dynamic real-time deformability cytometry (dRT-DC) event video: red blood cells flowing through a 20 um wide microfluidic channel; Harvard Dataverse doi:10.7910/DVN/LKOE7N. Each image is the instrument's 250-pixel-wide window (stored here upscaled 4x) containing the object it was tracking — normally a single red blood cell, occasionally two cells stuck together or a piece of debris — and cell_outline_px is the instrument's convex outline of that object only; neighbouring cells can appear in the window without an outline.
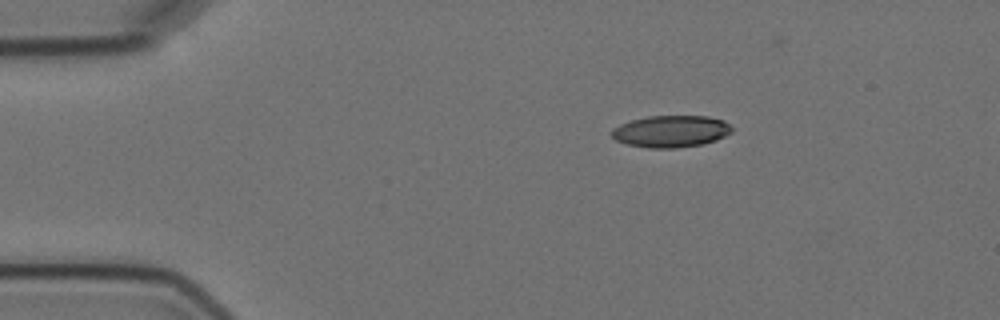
{"species": "Egyptian fruit bat (a non-hibernating species)", "species_latin": "Rousettus aegyptiacus", "temperature_condition": "cold", "stored_images_in_passage": 3, "camera_frame_rate_fps": 3000, "um_per_image_px": 0.085, "animal": {"sex": "female"}, "frame": {"image": 1, "passage_image": 1, "time_ms": 0.0, "image_size_px": [1000, 320], "cell_outline_px": [[732, 132], [716, 140], [704, 144], [676, 148], [648, 148], [628, 144], [616, 140], [612, 136], [612, 128], [620, 124], [632, 120], [648, 116], [708, 116], [724, 120], [732, 128]], "centroid_in_image_um": [57.04, 11.16], "position_along_channel_um": 28.0, "area_um2": 22.31}}